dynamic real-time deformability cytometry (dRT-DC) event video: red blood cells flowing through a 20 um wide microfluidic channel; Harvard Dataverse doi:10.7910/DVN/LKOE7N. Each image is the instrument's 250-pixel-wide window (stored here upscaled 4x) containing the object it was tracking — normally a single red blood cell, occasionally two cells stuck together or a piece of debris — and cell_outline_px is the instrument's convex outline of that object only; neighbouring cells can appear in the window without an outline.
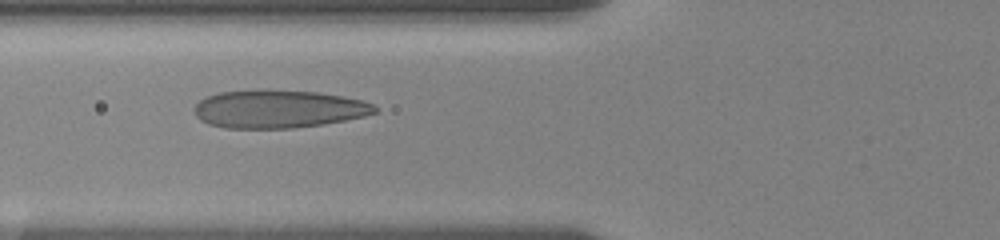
{"species": "human", "species_latin": "Homo sapiens", "temperature_condition": "room temperature", "stored_images_in_passage": 23, "camera_frame_rate_fps": 3000, "um_per_image_px": 0.085, "donor": {"sex": "female"}, "frame": {"image": 1, "passage_image": 22, "time_ms": 6.667, "image_size_px": [1000, 240], "cell_outline_px": [[376, 112], [364, 116], [344, 120], [320, 124], [292, 128], [224, 128], [208, 124], [200, 120], [196, 116], [196, 104], [200, 100], [208, 96], [220, 92], [268, 88], [320, 92], [360, 100], [372, 104], [376, 108]], "centroid_in_image_um": [23.63, 9.24], "position_along_channel_um": 102.2, "area_um2": 40.06}}